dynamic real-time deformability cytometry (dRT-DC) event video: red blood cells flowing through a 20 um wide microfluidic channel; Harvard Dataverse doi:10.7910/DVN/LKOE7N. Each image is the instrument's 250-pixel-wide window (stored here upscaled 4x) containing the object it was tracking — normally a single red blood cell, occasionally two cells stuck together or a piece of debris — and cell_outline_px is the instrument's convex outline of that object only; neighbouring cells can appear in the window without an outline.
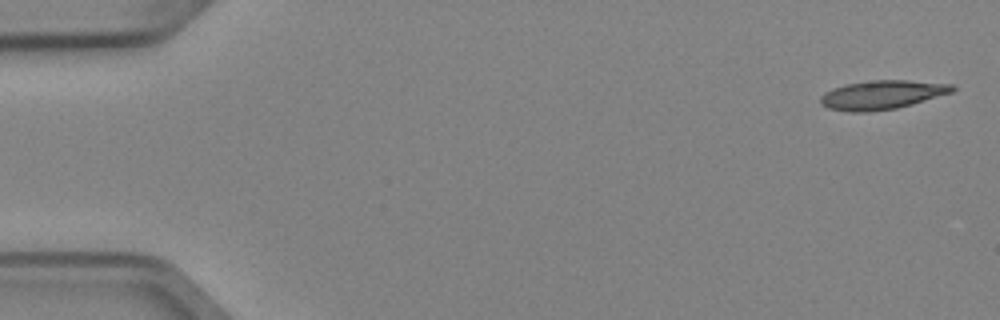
{"species": "Egyptian fruit bat (a non-hibernating species)", "species_latin": "Rousettus aegyptiacus", "temperature_condition": "cold", "stored_images_in_passage": 7, "camera_frame_rate_fps": 3000, "um_per_image_px": 0.085, "animal": {"sex": "female"}, "frame": {"image": 1, "passage_image": 1, "time_ms": 0.0, "image_size_px": [1000, 320], "cell_outline_px": [[956, 88], [952, 92], [912, 104], [896, 108], [868, 112], [852, 112], [828, 108], [820, 104], [820, 96], [824, 92], [832, 88], [844, 84], [872, 80], [908, 80], [952, 84]], "centroid_in_image_um": [74.93, 8.05], "position_along_channel_um": 10.1, "area_um2": 22.25}}
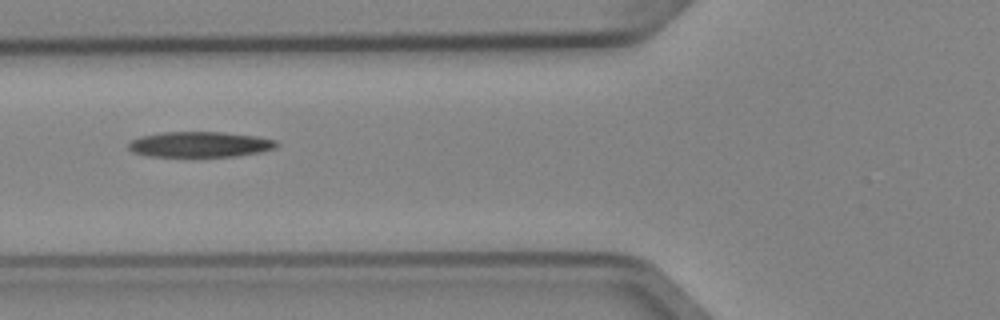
{"frame": {"image": 2, "passage_image": 6, "time_ms": 1.667, "image_size_px": [1000, 320], "cell_outline_px": [[280, 144], [276, 148], [260, 152], [236, 156], [196, 160], [148, 156], [132, 152], [128, 148], [128, 144], [132, 140], [140, 136], [160, 132], [220, 132], [256, 136], [276, 140]], "centroid_in_image_um": [16.96, 12.33], "position_along_channel_um": 108.8, "area_um2": 23.29}}
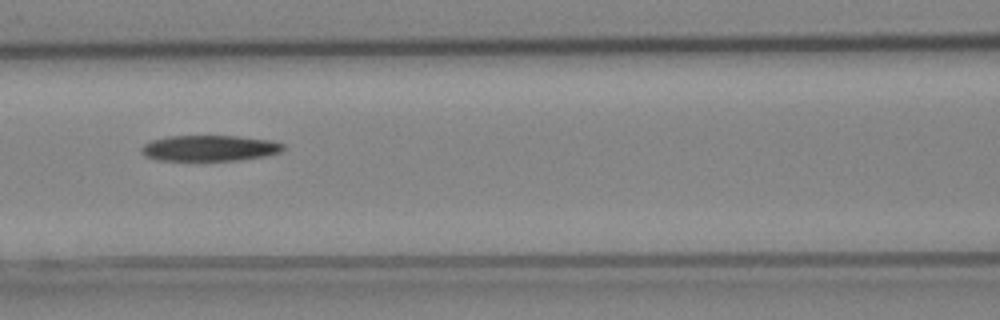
{"frame": {"image": 3, "passage_image": 7, "time_ms": 2.0, "image_size_px": [1000, 320], "cell_outline_px": [[284, 148], [280, 152], [264, 156], [236, 160], [156, 160], [144, 156], [140, 152], [140, 148], [144, 144], [152, 140], [168, 136], [240, 136], [272, 140], [284, 144]], "centroid_in_image_um": [17.79, 12.58], "position_along_channel_um": 148.8, "area_um2": 21.39}}